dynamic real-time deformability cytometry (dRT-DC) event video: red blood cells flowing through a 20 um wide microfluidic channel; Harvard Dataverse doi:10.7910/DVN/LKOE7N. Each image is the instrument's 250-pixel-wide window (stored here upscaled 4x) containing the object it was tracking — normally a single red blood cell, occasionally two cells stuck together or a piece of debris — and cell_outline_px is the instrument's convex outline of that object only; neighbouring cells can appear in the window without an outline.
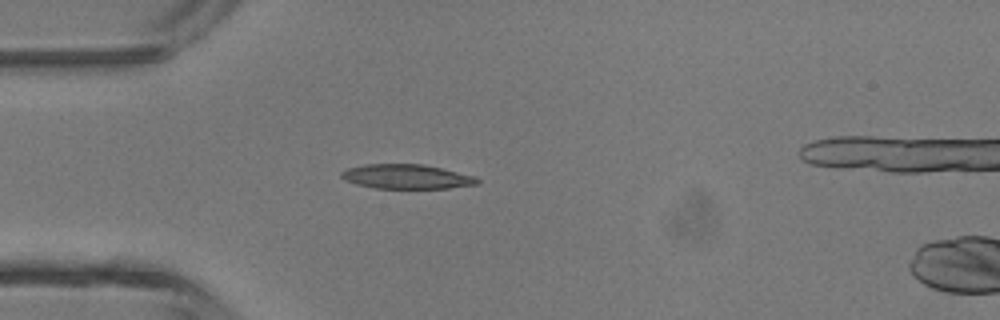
{"species": "common noctule bat (a hibernating species)", "species_latin": "Nyctalus noctula", "temperature_condition": "room temperature", "stored_images_in_passage": 3, "camera_frame_rate_fps": 3000, "um_per_image_px": 0.085, "animal": {"sex": "male", "body_mass_g": 13.3}, "frame": {"image": 1, "passage_image": 2, "time_ms": 0.333, "image_size_px": [1000, 320], "cell_outline_px": [[480, 184], [448, 188], [376, 188], [356, 184], [344, 180], [340, 176], [340, 172], [348, 168], [364, 164], [424, 164], [476, 176], [480, 180]], "centroid_in_image_um": [34.57, 15.01], "position_along_channel_um": 50.4, "area_um2": 19.48}}